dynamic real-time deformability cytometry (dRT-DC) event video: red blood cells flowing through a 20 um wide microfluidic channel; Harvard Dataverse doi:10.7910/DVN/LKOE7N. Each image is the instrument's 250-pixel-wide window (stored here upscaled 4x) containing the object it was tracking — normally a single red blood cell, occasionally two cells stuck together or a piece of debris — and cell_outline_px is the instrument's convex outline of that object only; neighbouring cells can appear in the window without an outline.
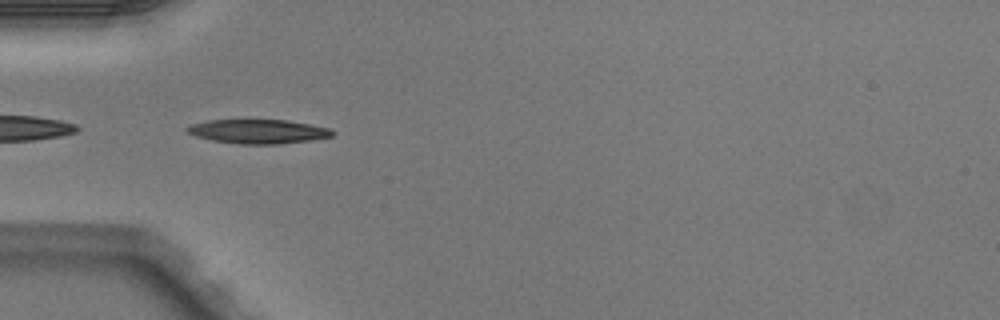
{"species": "Egyptian fruit bat (a non-hibernating species)", "species_latin": "Rousettus aegyptiacus", "temperature_condition": "warm", "stored_images_in_passage": 6, "camera_frame_rate_fps": 3000, "um_per_image_px": 0.085, "animal": {"sex": "male"}, "frame": {"image": 1, "passage_image": 3, "time_ms": 0.667, "image_size_px": [1000, 320], "cell_outline_px": [[336, 132], [332, 136], [312, 140], [276, 144], [240, 144], [212, 140], [196, 136], [188, 132], [184, 128], [188, 124], [208, 120], [288, 120], [332, 128]], "centroid_in_image_um": [21.96, 11.17], "position_along_channel_um": 63.0, "area_um2": 20.58}}
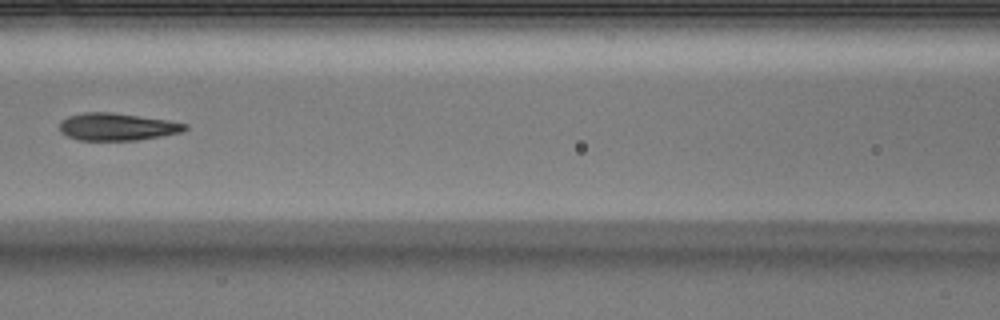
{"frame": {"image": 2, "passage_image": 5, "time_ms": 1.333, "image_size_px": [1000, 320], "cell_outline_px": [[188, 128], [180, 132], [160, 136], [136, 140], [80, 140], [68, 136], [60, 132], [60, 120], [68, 116], [84, 112], [112, 112], [168, 120], [188, 124]], "centroid_in_image_um": [9.93, 10.77], "position_along_channel_um": 156.7, "area_um2": 19.94}}
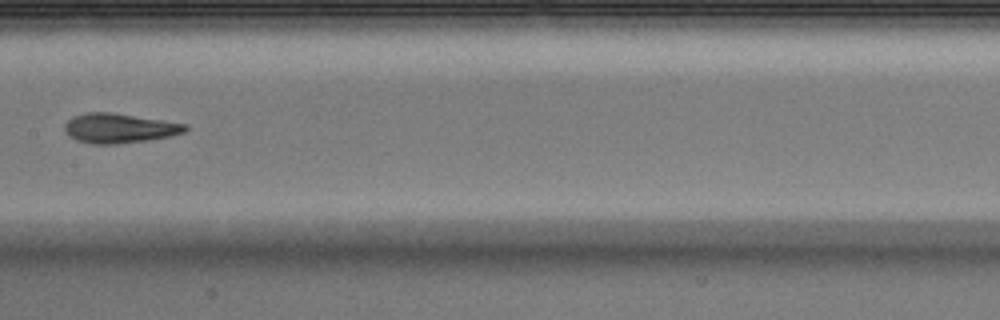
{"frame": {"image": 3, "passage_image": 6, "time_ms": 1.667, "image_size_px": [1000, 320], "cell_outline_px": [[188, 128], [184, 132], [172, 136], [116, 144], [92, 144], [76, 140], [64, 128], [64, 124], [72, 116], [88, 112], [112, 112], [188, 124]], "centroid_in_image_um": [10.15, 10.89], "position_along_channel_um": 197.3, "area_um2": 20.69}}